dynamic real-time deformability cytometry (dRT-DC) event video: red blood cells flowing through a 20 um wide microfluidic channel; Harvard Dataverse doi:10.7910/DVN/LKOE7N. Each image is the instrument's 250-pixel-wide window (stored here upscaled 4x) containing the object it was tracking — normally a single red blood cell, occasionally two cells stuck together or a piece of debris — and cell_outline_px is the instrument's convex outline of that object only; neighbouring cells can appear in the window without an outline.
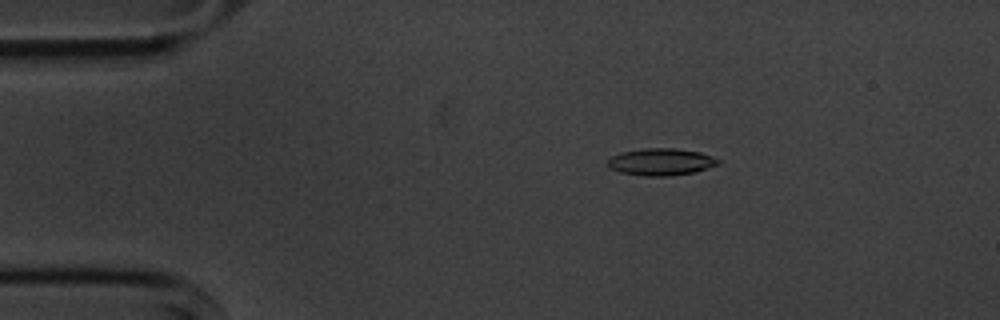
{"species": "common noctule bat (a hibernating species)", "species_latin": "Nyctalus noctula", "temperature_condition": "cold", "stored_images_in_passage": 4, "camera_frame_rate_fps": 3000, "um_per_image_px": 0.085, "animal": {"sex": "male", "body_mass_g": 20.1, "forearm_length_mm": 53.5}, "frame": {"image": 1, "passage_image": 3, "time_ms": 2.0, "image_size_px": [1000, 320], "cell_outline_px": [[720, 164], [708, 168], [692, 172], [668, 176], [644, 176], [620, 172], [608, 168], [604, 164], [612, 156], [620, 152], [644, 148], [676, 148], [700, 152], [712, 156], [720, 160]], "centroid_in_image_um": [56.14, 13.75], "position_along_channel_um": 28.9, "area_um2": 17.57}}